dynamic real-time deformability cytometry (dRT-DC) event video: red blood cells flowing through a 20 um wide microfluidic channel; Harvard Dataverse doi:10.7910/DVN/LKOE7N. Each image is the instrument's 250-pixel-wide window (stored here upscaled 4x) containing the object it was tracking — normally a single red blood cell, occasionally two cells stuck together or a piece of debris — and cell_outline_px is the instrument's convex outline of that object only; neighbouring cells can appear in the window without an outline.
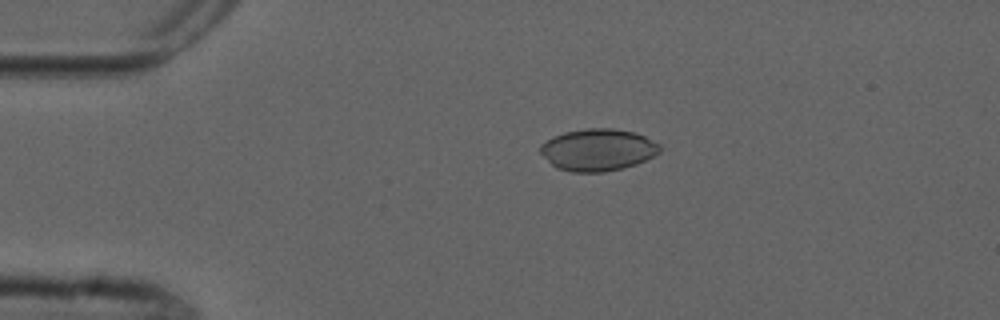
{"species": "common noctule bat (a hibernating species)", "species_latin": "Nyctalus noctula", "temperature_condition": "cold", "stored_images_in_passage": 4, "camera_frame_rate_fps": 3000, "um_per_image_px": 0.085, "animal": {"sex": "male", "forearm_length_mm": 52.5}, "frame": {"image": 1, "passage_image": 3, "time_ms": 2.667, "image_size_px": [1000, 320], "cell_outline_px": [[660, 152], [636, 164], [604, 172], [572, 172], [556, 168], [540, 152], [540, 144], [552, 136], [564, 132], [588, 128], [612, 128], [636, 132], [660, 144]], "centroid_in_image_um": [50.8, 12.72], "position_along_channel_um": 34.2, "area_um2": 29.19}}